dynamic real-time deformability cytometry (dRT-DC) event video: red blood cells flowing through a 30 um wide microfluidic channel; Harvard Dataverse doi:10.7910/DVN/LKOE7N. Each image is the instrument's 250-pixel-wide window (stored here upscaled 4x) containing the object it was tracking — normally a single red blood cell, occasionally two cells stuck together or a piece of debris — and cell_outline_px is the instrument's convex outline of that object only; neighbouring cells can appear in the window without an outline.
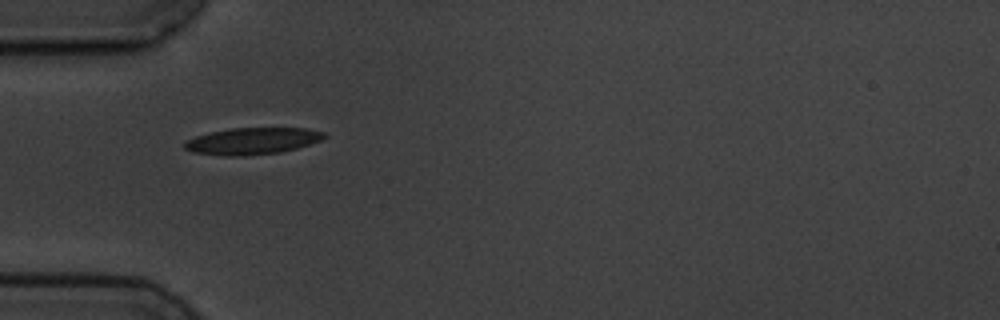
{"species": "common noctule bat (a hibernating species)", "species_latin": "Nyctalus noctula", "temperature_condition": "cold", "stored_images_in_passage": 3, "camera_frame_rate_fps": 3000, "um_per_image_px": 0.085, "animal": {"sex": "male", "body_mass_g": 19.5, "forearm_length_mm": 54.6}, "frame": {"image": 1, "passage_image": 2, "time_ms": 5.333, "image_size_px": [1000, 320], "cell_outline_px": [[328, 136], [320, 140], [296, 148], [280, 152], [244, 156], [224, 156], [192, 152], [184, 148], [184, 140], [196, 136], [212, 132], [232, 128], [308, 128], [328, 132]], "centroid_in_image_um": [21.46, 11.98], "position_along_channel_um": 63.5, "area_um2": 21.85}}
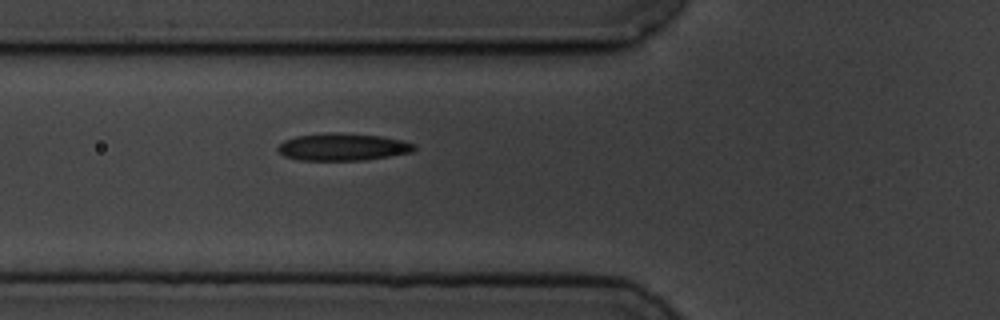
{"frame": {"image": 2, "passage_image": 3, "time_ms": 6.333, "image_size_px": [1000, 320], "cell_outline_px": [[416, 148], [412, 152], [364, 160], [300, 160], [284, 156], [276, 148], [284, 140], [296, 136], [332, 132], [340, 132], [384, 136], [416, 144]], "centroid_in_image_um": [29.14, 12.48], "position_along_channel_um": 96.7, "area_um2": 21.73}}